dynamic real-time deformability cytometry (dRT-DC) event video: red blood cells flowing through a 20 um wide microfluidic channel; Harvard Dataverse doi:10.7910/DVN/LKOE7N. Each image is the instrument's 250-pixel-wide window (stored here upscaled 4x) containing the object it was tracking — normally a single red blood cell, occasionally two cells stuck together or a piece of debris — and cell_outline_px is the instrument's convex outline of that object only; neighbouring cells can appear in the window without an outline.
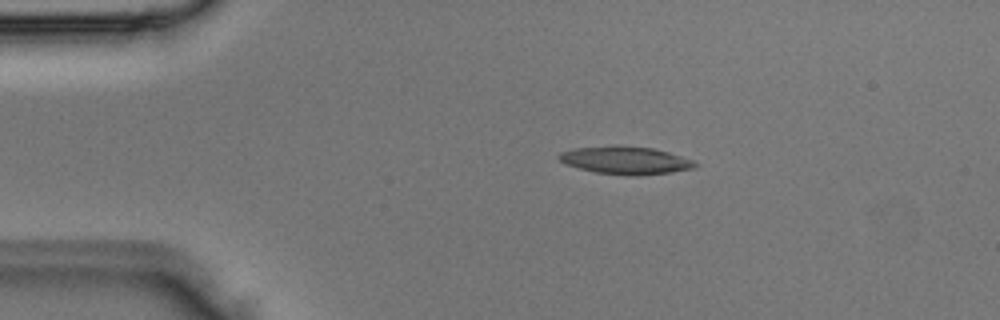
{"species": "Egyptian fruit bat (a non-hibernating species)", "species_latin": "Rousettus aegyptiacus", "temperature_condition": "room temperature", "stored_images_in_passage": 1, "camera_frame_rate_fps": 3000, "um_per_image_px": 0.085, "animal": {"sex": "male"}, "frame": {"image": 1, "passage_image": 1, "time_ms": 0.0, "image_size_px": [1000, 320], "cell_outline_px": [[700, 164], [696, 168], [672, 172], [636, 176], [628, 176], [596, 172], [564, 164], [556, 156], [560, 152], [576, 148], [616, 144], [652, 148], [668, 152], [692, 160]], "centroid_in_image_um": [53.17, 13.62], "position_along_channel_um": 31.8, "area_um2": 22.31}}